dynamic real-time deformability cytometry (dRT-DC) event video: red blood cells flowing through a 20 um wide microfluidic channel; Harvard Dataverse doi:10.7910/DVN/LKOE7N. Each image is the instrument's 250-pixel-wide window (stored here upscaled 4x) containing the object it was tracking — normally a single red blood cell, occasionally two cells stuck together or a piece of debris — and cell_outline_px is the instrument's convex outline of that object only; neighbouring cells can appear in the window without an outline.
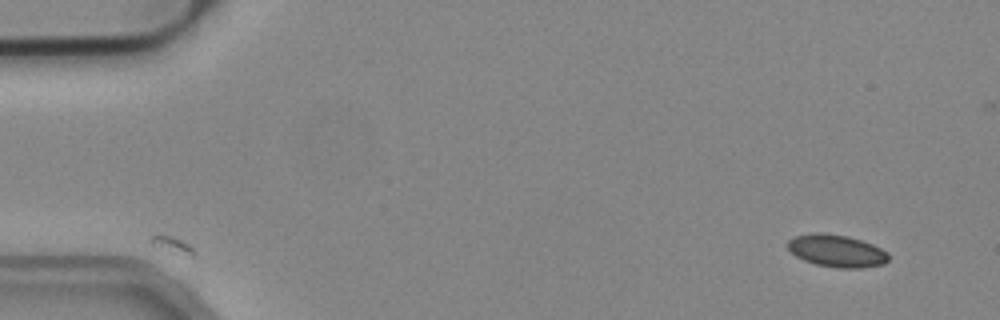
{"species": "common noctule bat (a hibernating species)", "species_latin": "Nyctalus noctula", "temperature_condition": "cold", "stored_images_in_passage": 13, "camera_frame_rate_fps": 3000, "um_per_image_px": 0.085, "animal": {"sex": "male", "body_mass_g": 19.2, "forearm_length_mm": 51.8}, "frame": {"image": 1, "passage_image": 1, "time_ms": 0.0, "image_size_px": [1000, 320], "cell_outline_px": [[888, 260], [884, 264], [860, 268], [836, 268], [816, 264], [804, 260], [796, 256], [788, 248], [788, 240], [796, 236], [812, 232], [820, 232], [848, 236], [872, 244], [888, 252]], "centroid_in_image_um": [71.12, 21.32], "position_along_channel_um": 13.9, "area_um2": 18.96}}
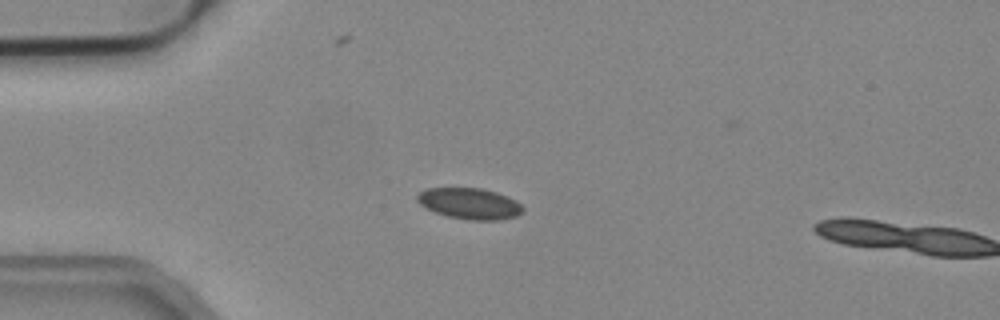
{"frame": {"image": 2, "passage_image": 11, "time_ms": 3.333, "image_size_px": [1000, 320], "cell_outline_px": [[524, 212], [516, 216], [500, 220], [468, 220], [448, 216], [436, 212], [420, 204], [416, 200], [416, 196], [420, 192], [428, 188], [480, 188], [496, 192], [508, 196], [516, 200], [524, 208]], "centroid_in_image_um": [39.95, 17.3], "position_along_channel_um": 45.0, "area_um2": 19.13}}